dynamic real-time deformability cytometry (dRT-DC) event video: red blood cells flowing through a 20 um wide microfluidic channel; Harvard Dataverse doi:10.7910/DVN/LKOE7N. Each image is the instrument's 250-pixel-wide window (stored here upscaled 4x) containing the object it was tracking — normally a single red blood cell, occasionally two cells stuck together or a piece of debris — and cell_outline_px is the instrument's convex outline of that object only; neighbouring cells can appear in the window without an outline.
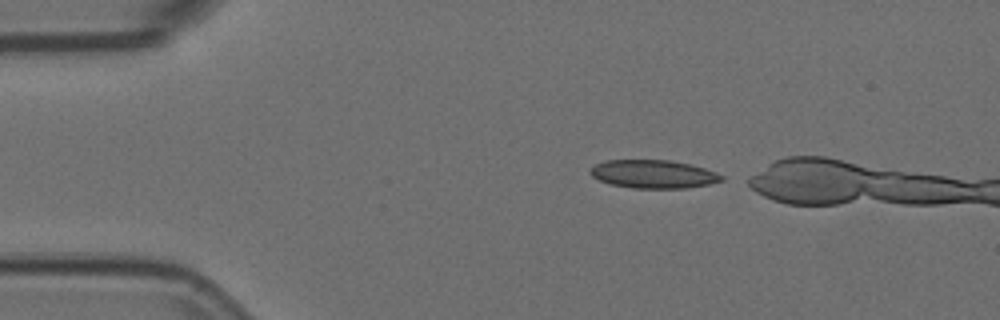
{"species": "Egyptian fruit bat (a non-hibernating species)", "species_latin": "Rousettus aegyptiacus", "temperature_condition": "room temperature", "stored_images_in_passage": 36, "camera_frame_rate_fps": 3000, "um_per_image_px": 0.085, "animal": {"sex": "female"}, "frame": {"image": 1, "passage_image": 1, "time_ms": 0.0, "image_size_px": [1000, 320], "cell_outline_px": [[724, 180], [708, 184], [684, 188], [632, 188], [612, 184], [600, 180], [592, 176], [588, 172], [596, 164], [604, 160], [668, 160], [692, 164], [716, 172], [724, 176]], "centroid_in_image_um": [55.55, 14.79], "position_along_channel_um": 29.4, "area_um2": 21.56}}
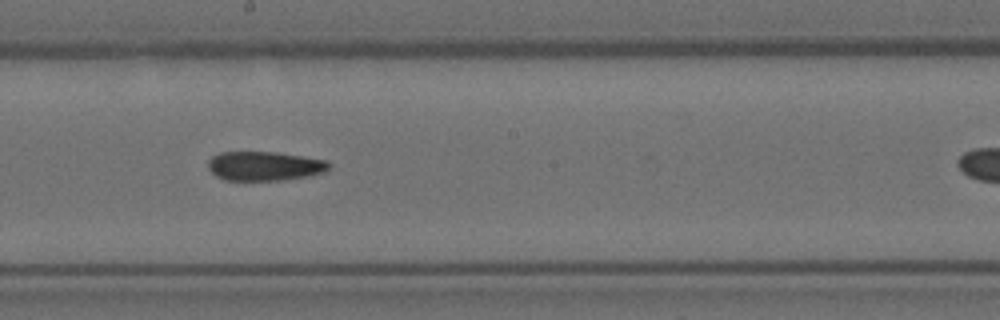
{"frame": {"image": 2, "passage_image": 21, "time_ms": 6.667, "image_size_px": [1000, 320], "cell_outline_px": [[332, 164], [324, 172], [308, 176], [284, 180], [224, 180], [216, 176], [208, 168], [208, 160], [212, 156], [220, 152], [276, 152], [328, 160]], "centroid_in_image_um": [22.49, 14.11], "position_along_channel_um": 225.7, "area_um2": 20.69}}
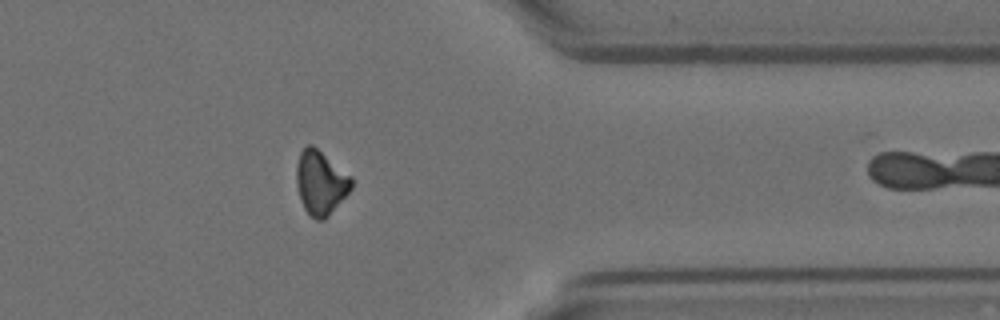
{"frame": {"image": 3, "passage_image": 35, "time_ms": 11.333, "image_size_px": [1000, 320], "cell_outline_px": [[352, 188], [328, 216], [324, 220], [316, 220], [304, 208], [300, 200], [296, 184], [296, 164], [300, 152], [308, 144], [312, 144], [352, 176]], "centroid_in_image_um": [27.24, 15.51], "position_along_channel_um": 384.2, "area_um2": 20.52}}